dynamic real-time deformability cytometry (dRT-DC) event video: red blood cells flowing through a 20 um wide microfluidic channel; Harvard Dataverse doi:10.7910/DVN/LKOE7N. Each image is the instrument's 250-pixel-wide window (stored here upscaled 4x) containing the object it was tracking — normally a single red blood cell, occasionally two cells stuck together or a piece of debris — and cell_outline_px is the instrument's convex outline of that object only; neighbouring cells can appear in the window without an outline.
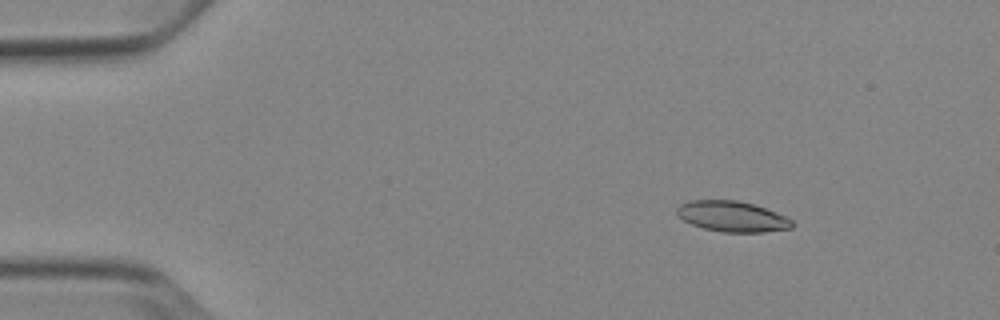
{"species": "Egyptian fruit bat (a non-hibernating species)", "species_latin": "Rousettus aegyptiacus", "temperature_condition": "cold", "stored_images_in_passage": 52, "camera_frame_rate_fps": 3000, "um_per_image_px": 0.085, "animal": {"sex": "female"}, "frame": {"image": 1, "passage_image": 7, "time_ms": 2.0, "image_size_px": [1000, 320], "cell_outline_px": [[796, 224], [792, 228], [764, 232], [724, 232], [704, 228], [692, 224], [684, 220], [676, 212], [676, 208], [680, 204], [688, 200], [736, 200], [752, 204], [764, 208], [784, 216], [792, 220]], "centroid_in_image_um": [62.23, 18.4], "position_along_channel_um": 22.8, "area_um2": 20.4}}
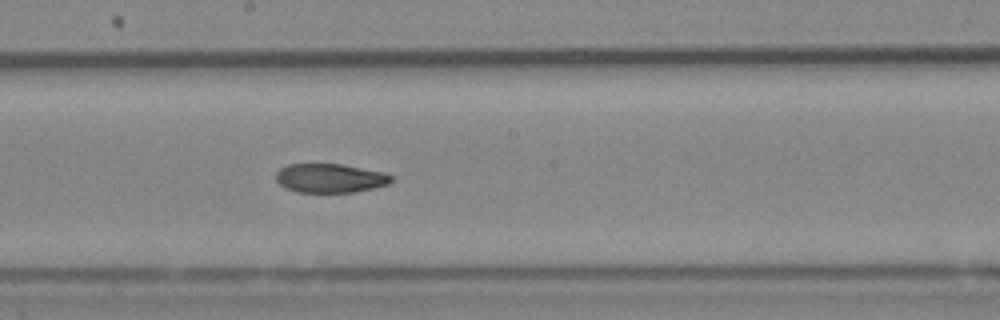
{"frame": {"image": 2, "passage_image": 29, "time_ms": 9.333, "image_size_px": [1000, 320], "cell_outline_px": [[392, 180], [388, 184], [376, 188], [356, 192], [296, 192], [284, 188], [276, 180], [276, 172], [280, 168], [288, 164], [344, 164], [384, 172], [392, 176]], "centroid_in_image_um": [28.06, 15.14], "position_along_channel_um": 220.1, "area_um2": 19.71}}
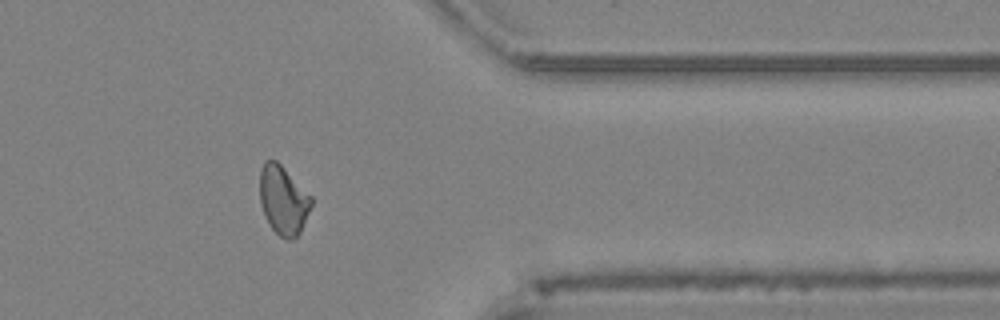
{"frame": {"image": 3, "passage_image": 43, "time_ms": 14.0, "image_size_px": [1000, 320], "cell_outline_px": [[312, 204], [300, 232], [292, 240], [288, 240], [280, 236], [272, 228], [260, 204], [260, 168], [264, 160], [276, 160], [312, 196]], "centroid_in_image_um": [24.07, 16.99], "position_along_channel_um": 387.3, "area_um2": 20.46}, "authors_computed_cell_mechanics": {"area_um2": 20.6924, "velocity_mm_per_s": 3.856, "shape_relaxation_time_tau1_ms": 10.3222, "shape_relaxation_time_tau2_ms": 4.7703, "deformation_change_tau1": 0.227, "deformation_change_tau2": 0.0957}}